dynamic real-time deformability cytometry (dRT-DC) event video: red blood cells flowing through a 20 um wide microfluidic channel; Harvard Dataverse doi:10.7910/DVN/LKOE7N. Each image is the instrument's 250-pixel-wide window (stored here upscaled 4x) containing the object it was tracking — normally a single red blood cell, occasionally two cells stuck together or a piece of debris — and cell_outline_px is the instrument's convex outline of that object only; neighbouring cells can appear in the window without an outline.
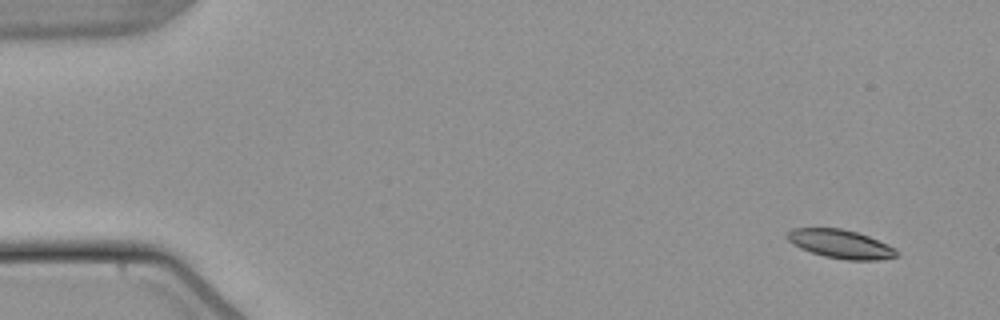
{"species": "common noctule bat (a hibernating species)", "species_latin": "Nyctalus noctula", "temperature_condition": "warm", "stored_images_in_passage": 52, "camera_frame_rate_fps": 3000, "um_per_image_px": 0.085, "animal": {"sex": "male", "body_mass_g": 21.5, "forearm_length_mm": 52.0}, "frame": {"image": 1, "passage_image": 1, "time_ms": 0.0, "image_size_px": [1000, 320], "cell_outline_px": [[900, 256], [880, 260], [848, 260], [824, 256], [800, 248], [792, 244], [788, 240], [788, 232], [792, 228], [840, 228], [856, 232], [868, 236], [888, 244], [896, 248]], "centroid_in_image_um": [71.5, 20.75], "position_along_channel_um": 13.5, "area_um2": 18.26}}
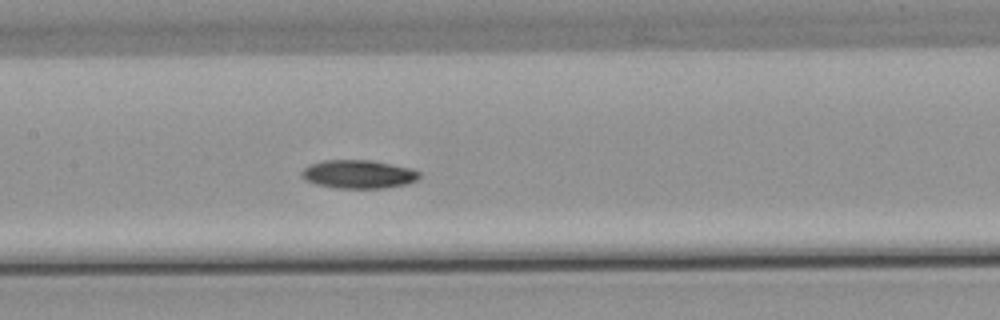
{"frame": {"image": 2, "passage_image": 24, "time_ms": 7.667, "image_size_px": [1000, 320], "cell_outline_px": [[420, 176], [416, 180], [408, 184], [384, 188], [336, 188], [316, 184], [304, 180], [300, 176], [300, 172], [304, 168], [312, 164], [324, 160], [372, 160], [408, 168], [420, 172]], "centroid_in_image_um": [30.44, 14.81], "position_along_channel_um": 177.0, "area_um2": 19.48}}
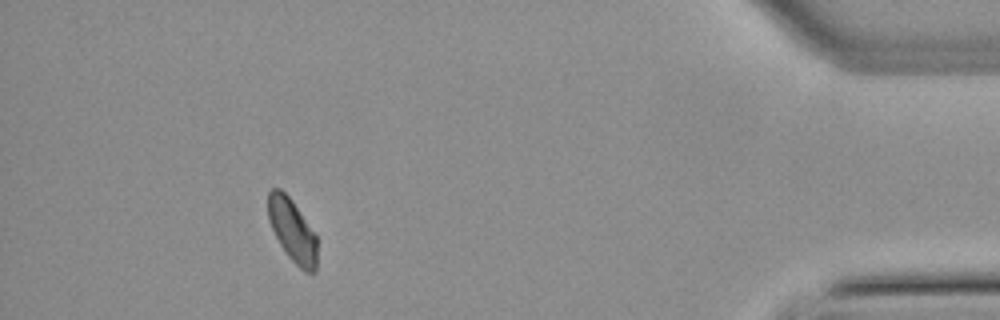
{"frame": {"image": 3, "passage_image": 47, "time_ms": 15.333, "image_size_px": [1000, 320], "cell_outline_px": [[316, 272], [304, 272], [288, 256], [280, 244], [268, 220], [268, 192], [272, 188], [280, 188], [292, 200], [316, 232]], "centroid_in_image_um": [24.86, 19.57], "position_along_channel_um": 410.3, "area_um2": 18.03}}